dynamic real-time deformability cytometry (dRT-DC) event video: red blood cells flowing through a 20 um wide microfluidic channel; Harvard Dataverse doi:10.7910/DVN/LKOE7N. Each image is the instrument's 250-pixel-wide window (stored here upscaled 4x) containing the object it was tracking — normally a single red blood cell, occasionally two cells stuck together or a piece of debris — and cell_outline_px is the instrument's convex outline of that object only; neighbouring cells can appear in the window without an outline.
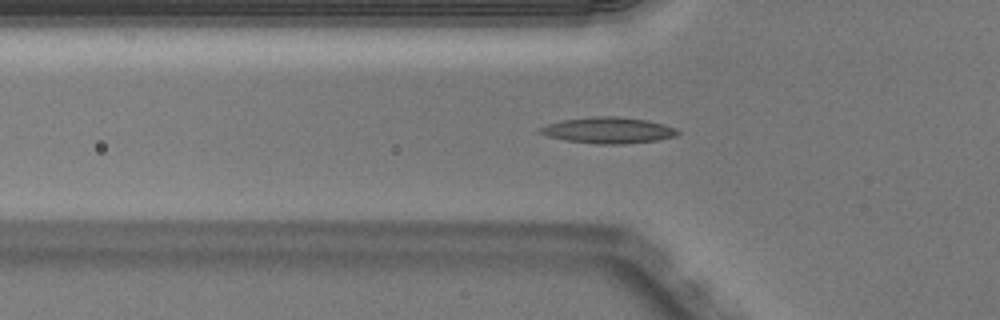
{"species": "Egyptian fruit bat (a non-hibernating species)", "species_latin": "Rousettus aegyptiacus", "temperature_condition": "warm", "stored_images_in_passage": 50, "camera_frame_rate_fps": 3000, "um_per_image_px": 0.085, "animal": {"sex": "male"}, "frame": {"image": 1, "passage_image": 17, "time_ms": 5.333, "image_size_px": [1000, 320], "cell_outline_px": [[680, 132], [676, 136], [656, 140], [620, 144], [600, 144], [568, 140], [548, 136], [540, 132], [540, 128], [548, 124], [564, 120], [592, 116], [616, 116], [648, 120], [664, 124], [676, 128]], "centroid_in_image_um": [51.76, 11.06], "position_along_channel_um": 74.0, "area_um2": 20.63}}
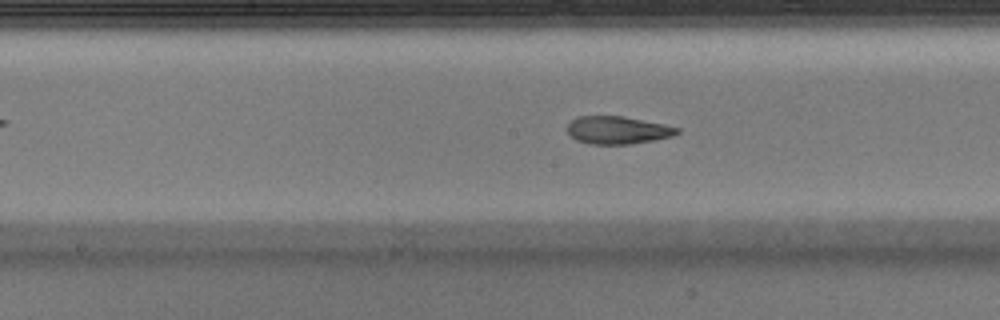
{"frame": {"image": 2, "passage_image": 26, "time_ms": 8.333, "image_size_px": [1000, 320], "cell_outline_px": [[680, 132], [672, 136], [656, 140], [632, 144], [592, 144], [576, 140], [568, 132], [568, 124], [576, 116], [624, 116], [664, 124], [680, 128]], "centroid_in_image_um": [52.53, 11.06], "position_along_channel_um": 195.7, "area_um2": 17.8}}
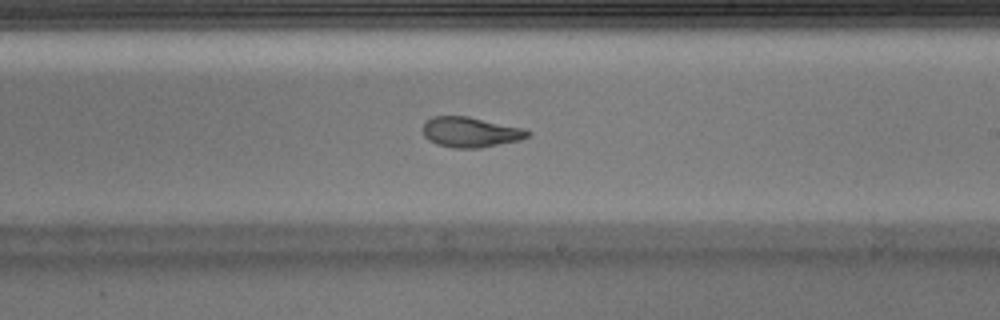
{"frame": {"image": 3, "passage_image": 30, "time_ms": 9.667, "image_size_px": [1000, 320], "cell_outline_px": [[532, 132], [528, 136], [520, 140], [480, 148], [452, 148], [436, 144], [428, 140], [424, 136], [420, 128], [424, 120], [432, 116], [468, 116], [524, 128]], "centroid_in_image_um": [39.93, 11.22], "position_along_channel_um": 249.1, "area_um2": 18.84}}